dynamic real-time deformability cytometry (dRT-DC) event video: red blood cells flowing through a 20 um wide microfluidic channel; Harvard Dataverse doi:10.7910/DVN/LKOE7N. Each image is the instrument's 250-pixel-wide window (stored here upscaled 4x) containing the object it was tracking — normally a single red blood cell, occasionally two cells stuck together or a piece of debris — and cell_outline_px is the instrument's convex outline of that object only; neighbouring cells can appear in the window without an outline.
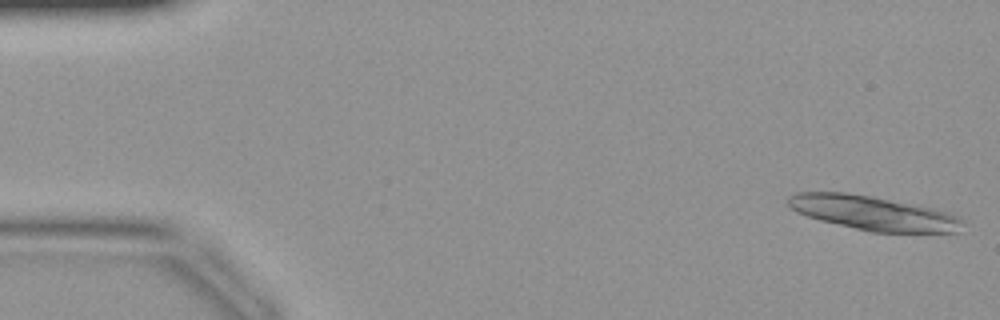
{"species": "common noctule bat (a hibernating species)", "species_latin": "Nyctalus noctula", "temperature_condition": "warm", "stored_images_in_passage": 12, "camera_frame_rate_fps": 3000, "um_per_image_px": 0.085, "animal": {"sex": "female", "body_mass_g": 19.9}, "frame": {"image": 1, "passage_image": 1, "time_ms": 0.0, "image_size_px": [1000, 320], "cell_outline_px": [[960, 232], [872, 232], [820, 220], [796, 212], [788, 204], [788, 196], [796, 192], [844, 192], [872, 196], [932, 208], [956, 216], [960, 220]], "centroid_in_image_um": [74.14, 18.1], "position_along_channel_um": 10.9, "area_um2": 34.22}}